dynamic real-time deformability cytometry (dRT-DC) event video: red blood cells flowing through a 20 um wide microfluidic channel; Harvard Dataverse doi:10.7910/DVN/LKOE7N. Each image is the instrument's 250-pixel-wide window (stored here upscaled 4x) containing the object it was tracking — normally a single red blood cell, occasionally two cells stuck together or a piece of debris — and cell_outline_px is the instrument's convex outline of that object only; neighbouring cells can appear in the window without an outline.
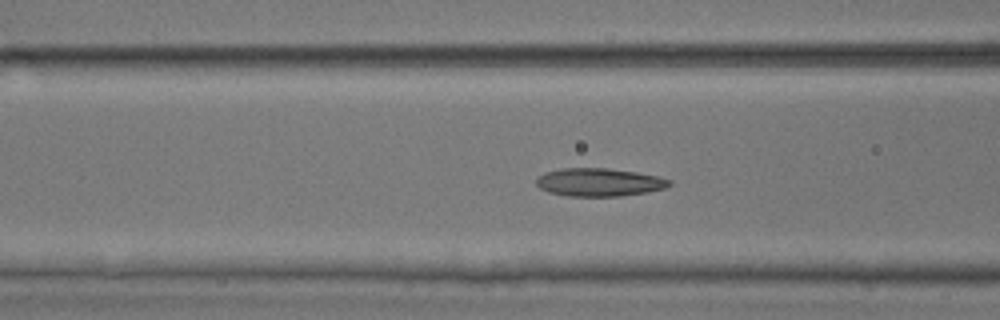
{"species": "common noctule bat (a hibernating species)", "species_latin": "Nyctalus noctula", "temperature_condition": "room temperature", "stored_images_in_passage": 53, "camera_frame_rate_fps": 3000, "um_per_image_px": 0.085, "animal": {"sex": "male", "body_mass_g": 17.9, "forearm_length_mm": 54.2}, "frame": {"image": 1, "passage_image": 21, "time_ms": 6.667, "image_size_px": [1000, 320], "cell_outline_px": [[672, 184], [664, 188], [648, 192], [620, 196], [568, 196], [548, 192], [540, 188], [536, 184], [536, 180], [544, 172], [560, 168], [608, 168], [636, 172], [656, 176], [672, 180]], "centroid_in_image_um": [50.92, 15.49], "position_along_channel_um": 115.7, "area_um2": 21.79}}
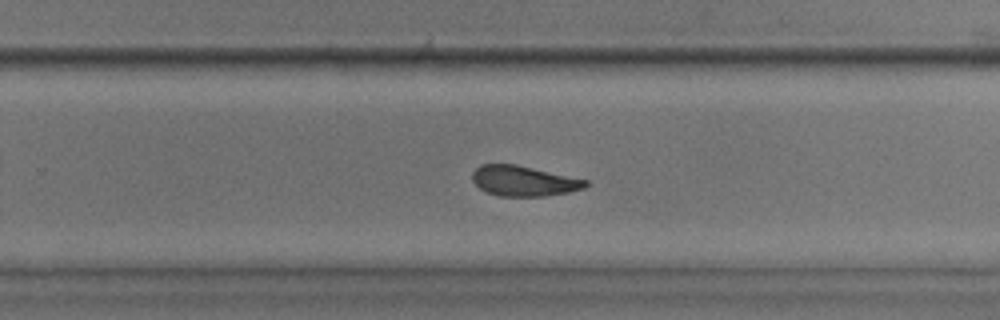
{"frame": {"image": 2, "passage_image": 34, "time_ms": 11.0, "image_size_px": [1000, 320], "cell_outline_px": [[588, 184], [584, 188], [568, 192], [544, 196], [500, 196], [488, 192], [480, 188], [472, 180], [472, 172], [480, 164], [516, 164], [588, 180]], "centroid_in_image_um": [44.51, 15.37], "position_along_channel_um": 285.3, "area_um2": 19.88}}
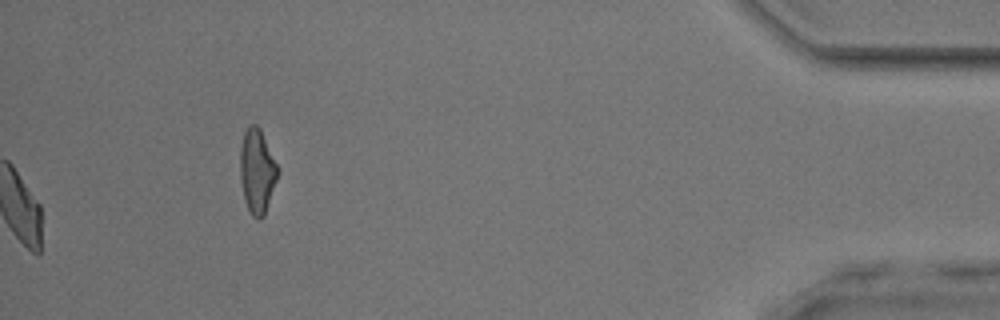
{"frame": {"image": 3, "passage_image": 53, "time_ms": 17.333, "image_size_px": [1000, 320], "cell_outline_px": [[280, 172], [264, 216], [260, 220], [252, 216], [244, 200], [240, 180], [240, 144], [244, 132], [248, 124], [256, 124], [260, 128]], "centroid_in_image_um": [21.84, 14.55], "position_along_channel_um": 413.4, "area_um2": 18.67}, "authors_computed_cell_mechanics": {"area_um2": 21.0392, "velocity_mm_per_s": 3.9284, "shape_relaxation_time_tau1_ms": 6.7808, "shape_relaxation_time_tau2_ms": 3.019, "deformation_change_tau1": 0.1406, "deformation_change_tau2": 0.1051}}